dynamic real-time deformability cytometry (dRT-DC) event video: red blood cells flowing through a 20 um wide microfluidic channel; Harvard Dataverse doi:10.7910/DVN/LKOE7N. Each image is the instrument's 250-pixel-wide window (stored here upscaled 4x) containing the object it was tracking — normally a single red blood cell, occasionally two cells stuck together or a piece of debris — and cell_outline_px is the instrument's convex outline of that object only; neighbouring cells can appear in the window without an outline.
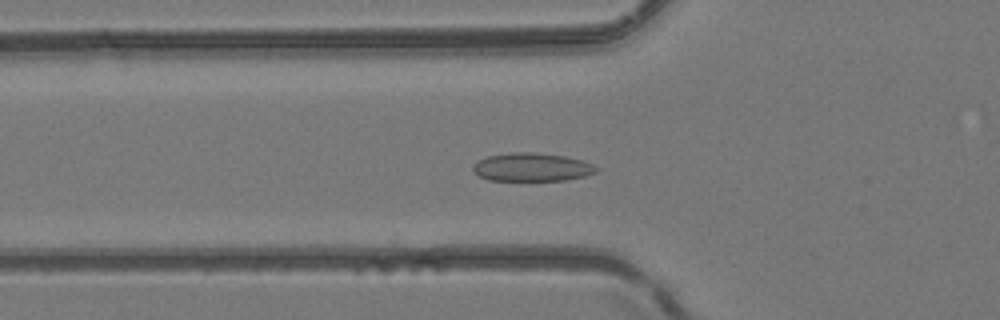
{"species": "common noctule bat (a hibernating species)", "species_latin": "Nyctalus noctula", "temperature_condition": "room temperature", "stored_images_in_passage": 35, "camera_frame_rate_fps": 3000, "um_per_image_px": 0.085, "animal": {"sex": "female", "body_mass_g": 24.6, "forearm_length_mm": 56.2}, "frame": {"image": 1, "passage_image": 7, "time_ms": 2.0, "image_size_px": [1000, 320], "cell_outline_px": [[600, 168], [596, 172], [584, 176], [564, 180], [488, 180], [472, 172], [472, 164], [476, 160], [488, 156], [512, 152], [532, 152], [564, 156], [580, 160], [592, 164]], "centroid_in_image_um": [45.15, 14.2], "position_along_channel_um": 80.6, "area_um2": 20.35}}
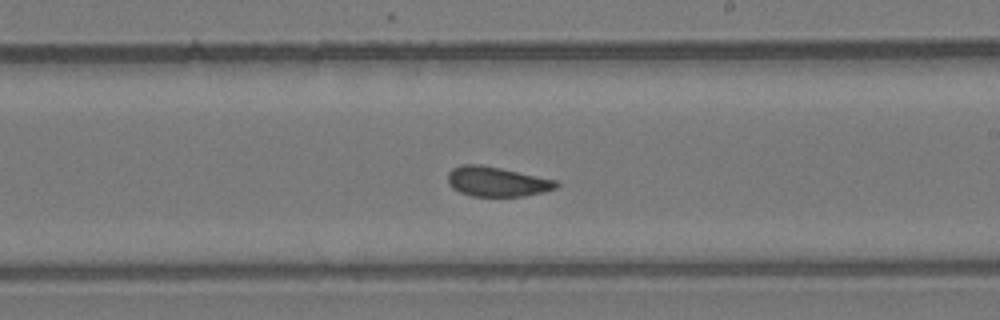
{"frame": {"image": 2, "passage_image": 19, "time_ms": 6.0, "image_size_px": [1000, 320], "cell_outline_px": [[560, 184], [556, 188], [544, 192], [524, 196], [472, 196], [460, 192], [452, 188], [448, 184], [448, 172], [452, 168], [460, 164], [480, 164], [500, 168], [556, 180]], "centroid_in_image_um": [42.21, 15.43], "position_along_channel_um": 246.8, "area_um2": 18.84}}
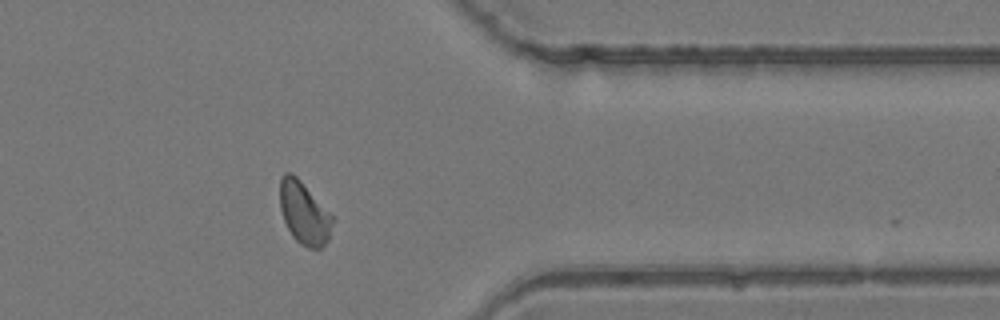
{"frame": {"image": 3, "passage_image": 30, "time_ms": 9.667, "image_size_px": [1000, 320], "cell_outline_px": [[336, 216], [328, 240], [320, 248], [308, 248], [300, 244], [292, 236], [284, 220], [280, 208], [280, 180], [284, 172], [292, 172]], "centroid_in_image_um": [25.89, 18.09], "position_along_channel_um": 385.5, "area_um2": 19.54}, "authors_computed_cell_mechanics": {"area_um2": 19.363, "velocity_mm_per_s": 4.1326, "shape_relaxation_time_tau1_ms": 10.0077, "shape_relaxation_time_tau2_ms": 1.2258, "deformation_change_tau1": 0.1588, "deformation_change_tau2": 0.0526}}